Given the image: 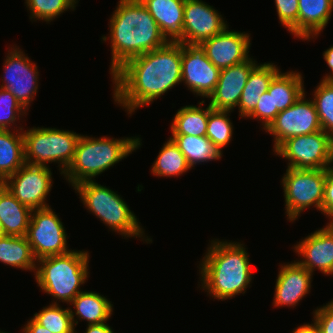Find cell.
<instances>
[{"label": "cell", "instance_id": "4316f807", "mask_svg": "<svg viewBox=\"0 0 333 333\" xmlns=\"http://www.w3.org/2000/svg\"><path fill=\"white\" fill-rule=\"evenodd\" d=\"M0 262L35 273L37 259L26 236H0Z\"/></svg>", "mask_w": 333, "mask_h": 333}, {"label": "cell", "instance_id": "52a82bcc", "mask_svg": "<svg viewBox=\"0 0 333 333\" xmlns=\"http://www.w3.org/2000/svg\"><path fill=\"white\" fill-rule=\"evenodd\" d=\"M24 137L25 163L45 166L56 162L63 175L74 159L75 149L81 134L57 128L33 127L22 130Z\"/></svg>", "mask_w": 333, "mask_h": 333}, {"label": "cell", "instance_id": "d6986e66", "mask_svg": "<svg viewBox=\"0 0 333 333\" xmlns=\"http://www.w3.org/2000/svg\"><path fill=\"white\" fill-rule=\"evenodd\" d=\"M279 266L273 305L274 307L294 308L303 297L310 293L313 274L297 261Z\"/></svg>", "mask_w": 333, "mask_h": 333}, {"label": "cell", "instance_id": "7a4b0ae2", "mask_svg": "<svg viewBox=\"0 0 333 333\" xmlns=\"http://www.w3.org/2000/svg\"><path fill=\"white\" fill-rule=\"evenodd\" d=\"M109 19L112 75L127 60L164 46L168 40L140 0H119Z\"/></svg>", "mask_w": 333, "mask_h": 333}, {"label": "cell", "instance_id": "836d02e7", "mask_svg": "<svg viewBox=\"0 0 333 333\" xmlns=\"http://www.w3.org/2000/svg\"><path fill=\"white\" fill-rule=\"evenodd\" d=\"M78 0H25L26 7L30 12V20H41L50 23L62 13L75 10Z\"/></svg>", "mask_w": 333, "mask_h": 333}, {"label": "cell", "instance_id": "f35d334b", "mask_svg": "<svg viewBox=\"0 0 333 333\" xmlns=\"http://www.w3.org/2000/svg\"><path fill=\"white\" fill-rule=\"evenodd\" d=\"M333 161L326 168V177L324 185V198L322 202L321 213L333 222Z\"/></svg>", "mask_w": 333, "mask_h": 333}, {"label": "cell", "instance_id": "83f0119b", "mask_svg": "<svg viewBox=\"0 0 333 333\" xmlns=\"http://www.w3.org/2000/svg\"><path fill=\"white\" fill-rule=\"evenodd\" d=\"M205 100L199 106L186 105L178 109L173 117L171 126L172 135L206 136L209 112L212 110L208 104L203 108Z\"/></svg>", "mask_w": 333, "mask_h": 333}, {"label": "cell", "instance_id": "9a60e30c", "mask_svg": "<svg viewBox=\"0 0 333 333\" xmlns=\"http://www.w3.org/2000/svg\"><path fill=\"white\" fill-rule=\"evenodd\" d=\"M228 26L213 6L202 0H185L182 35L177 42L201 44Z\"/></svg>", "mask_w": 333, "mask_h": 333}, {"label": "cell", "instance_id": "b9f144b4", "mask_svg": "<svg viewBox=\"0 0 333 333\" xmlns=\"http://www.w3.org/2000/svg\"><path fill=\"white\" fill-rule=\"evenodd\" d=\"M84 333H115L107 322L102 324L88 325Z\"/></svg>", "mask_w": 333, "mask_h": 333}, {"label": "cell", "instance_id": "5bb4252c", "mask_svg": "<svg viewBox=\"0 0 333 333\" xmlns=\"http://www.w3.org/2000/svg\"><path fill=\"white\" fill-rule=\"evenodd\" d=\"M220 69L206 56L201 44L182 43V83L203 98L215 90Z\"/></svg>", "mask_w": 333, "mask_h": 333}, {"label": "cell", "instance_id": "ba28073f", "mask_svg": "<svg viewBox=\"0 0 333 333\" xmlns=\"http://www.w3.org/2000/svg\"><path fill=\"white\" fill-rule=\"evenodd\" d=\"M326 169L287 168L282 176L287 220L294 222L310 207L322 211Z\"/></svg>", "mask_w": 333, "mask_h": 333}, {"label": "cell", "instance_id": "60d3db41", "mask_svg": "<svg viewBox=\"0 0 333 333\" xmlns=\"http://www.w3.org/2000/svg\"><path fill=\"white\" fill-rule=\"evenodd\" d=\"M323 58L331 72L325 74L326 76H323L322 80H333V45L323 52Z\"/></svg>", "mask_w": 333, "mask_h": 333}, {"label": "cell", "instance_id": "9c48e42d", "mask_svg": "<svg viewBox=\"0 0 333 333\" xmlns=\"http://www.w3.org/2000/svg\"><path fill=\"white\" fill-rule=\"evenodd\" d=\"M275 155L288 160L287 168L326 169L333 161V137L323 130L284 141Z\"/></svg>", "mask_w": 333, "mask_h": 333}, {"label": "cell", "instance_id": "cb8c5ba5", "mask_svg": "<svg viewBox=\"0 0 333 333\" xmlns=\"http://www.w3.org/2000/svg\"><path fill=\"white\" fill-rule=\"evenodd\" d=\"M32 211L0 184V219L4 235L26 236Z\"/></svg>", "mask_w": 333, "mask_h": 333}, {"label": "cell", "instance_id": "f546056e", "mask_svg": "<svg viewBox=\"0 0 333 333\" xmlns=\"http://www.w3.org/2000/svg\"><path fill=\"white\" fill-rule=\"evenodd\" d=\"M191 169L185 155L169 137L153 162L151 173L157 177H178Z\"/></svg>", "mask_w": 333, "mask_h": 333}, {"label": "cell", "instance_id": "ab89813d", "mask_svg": "<svg viewBox=\"0 0 333 333\" xmlns=\"http://www.w3.org/2000/svg\"><path fill=\"white\" fill-rule=\"evenodd\" d=\"M24 333H52L45 327L37 323L33 318L27 321V323L22 328Z\"/></svg>", "mask_w": 333, "mask_h": 333}, {"label": "cell", "instance_id": "277c9868", "mask_svg": "<svg viewBox=\"0 0 333 333\" xmlns=\"http://www.w3.org/2000/svg\"><path fill=\"white\" fill-rule=\"evenodd\" d=\"M141 141L138 136L114 139L81 135L74 159L63 174L64 178L72 187L80 182L94 180L97 175L136 151L142 145Z\"/></svg>", "mask_w": 333, "mask_h": 333}, {"label": "cell", "instance_id": "603a6c76", "mask_svg": "<svg viewBox=\"0 0 333 333\" xmlns=\"http://www.w3.org/2000/svg\"><path fill=\"white\" fill-rule=\"evenodd\" d=\"M70 305L74 307V312L70 309L74 327L78 324L77 319L87 321L88 325L105 323L114 310L112 302L96 291L80 292Z\"/></svg>", "mask_w": 333, "mask_h": 333}, {"label": "cell", "instance_id": "d4e9b609", "mask_svg": "<svg viewBox=\"0 0 333 333\" xmlns=\"http://www.w3.org/2000/svg\"><path fill=\"white\" fill-rule=\"evenodd\" d=\"M13 128L0 130V184L25 164L23 127Z\"/></svg>", "mask_w": 333, "mask_h": 333}, {"label": "cell", "instance_id": "44dd1931", "mask_svg": "<svg viewBox=\"0 0 333 333\" xmlns=\"http://www.w3.org/2000/svg\"><path fill=\"white\" fill-rule=\"evenodd\" d=\"M333 11V0H299L298 38L315 39L327 26Z\"/></svg>", "mask_w": 333, "mask_h": 333}, {"label": "cell", "instance_id": "8d00e7d4", "mask_svg": "<svg viewBox=\"0 0 333 333\" xmlns=\"http://www.w3.org/2000/svg\"><path fill=\"white\" fill-rule=\"evenodd\" d=\"M279 112V110H273L272 93L266 91L260 96L255 109L246 118L260 120L262 129L266 130Z\"/></svg>", "mask_w": 333, "mask_h": 333}, {"label": "cell", "instance_id": "f6af8a7d", "mask_svg": "<svg viewBox=\"0 0 333 333\" xmlns=\"http://www.w3.org/2000/svg\"><path fill=\"white\" fill-rule=\"evenodd\" d=\"M0 333H9V332H6V331H1V330H0ZM23 333H24V332H23Z\"/></svg>", "mask_w": 333, "mask_h": 333}, {"label": "cell", "instance_id": "2e32d148", "mask_svg": "<svg viewBox=\"0 0 333 333\" xmlns=\"http://www.w3.org/2000/svg\"><path fill=\"white\" fill-rule=\"evenodd\" d=\"M228 29L226 27L221 33L201 43L208 59L220 70L250 58V34Z\"/></svg>", "mask_w": 333, "mask_h": 333}, {"label": "cell", "instance_id": "ffe728a7", "mask_svg": "<svg viewBox=\"0 0 333 333\" xmlns=\"http://www.w3.org/2000/svg\"><path fill=\"white\" fill-rule=\"evenodd\" d=\"M168 41L182 35L185 0H140Z\"/></svg>", "mask_w": 333, "mask_h": 333}, {"label": "cell", "instance_id": "d6a6232c", "mask_svg": "<svg viewBox=\"0 0 333 333\" xmlns=\"http://www.w3.org/2000/svg\"><path fill=\"white\" fill-rule=\"evenodd\" d=\"M313 93L321 128L333 137V80H321Z\"/></svg>", "mask_w": 333, "mask_h": 333}, {"label": "cell", "instance_id": "e0dca14e", "mask_svg": "<svg viewBox=\"0 0 333 333\" xmlns=\"http://www.w3.org/2000/svg\"><path fill=\"white\" fill-rule=\"evenodd\" d=\"M293 249L302 258L296 261L310 273L318 269L324 275H333V222L303 238Z\"/></svg>", "mask_w": 333, "mask_h": 333}, {"label": "cell", "instance_id": "484cf974", "mask_svg": "<svg viewBox=\"0 0 333 333\" xmlns=\"http://www.w3.org/2000/svg\"><path fill=\"white\" fill-rule=\"evenodd\" d=\"M303 75L297 71H281L271 81L268 93H272L273 110L283 111L292 106L305 91Z\"/></svg>", "mask_w": 333, "mask_h": 333}, {"label": "cell", "instance_id": "d590c367", "mask_svg": "<svg viewBox=\"0 0 333 333\" xmlns=\"http://www.w3.org/2000/svg\"><path fill=\"white\" fill-rule=\"evenodd\" d=\"M279 23L298 38L299 0H274Z\"/></svg>", "mask_w": 333, "mask_h": 333}, {"label": "cell", "instance_id": "ac0fdd59", "mask_svg": "<svg viewBox=\"0 0 333 333\" xmlns=\"http://www.w3.org/2000/svg\"><path fill=\"white\" fill-rule=\"evenodd\" d=\"M257 65L253 58L220 70L215 90L209 96V105L216 110L233 111L241 98L249 73Z\"/></svg>", "mask_w": 333, "mask_h": 333}, {"label": "cell", "instance_id": "8fae6325", "mask_svg": "<svg viewBox=\"0 0 333 333\" xmlns=\"http://www.w3.org/2000/svg\"><path fill=\"white\" fill-rule=\"evenodd\" d=\"M7 48L8 53L4 60V75L1 77L0 87L9 90L28 111L39 88V72L36 63H33L19 47Z\"/></svg>", "mask_w": 333, "mask_h": 333}, {"label": "cell", "instance_id": "6da1fadb", "mask_svg": "<svg viewBox=\"0 0 333 333\" xmlns=\"http://www.w3.org/2000/svg\"><path fill=\"white\" fill-rule=\"evenodd\" d=\"M113 98L132 115L182 83V43L164 46L127 60L112 75Z\"/></svg>", "mask_w": 333, "mask_h": 333}, {"label": "cell", "instance_id": "4fadbf2b", "mask_svg": "<svg viewBox=\"0 0 333 333\" xmlns=\"http://www.w3.org/2000/svg\"><path fill=\"white\" fill-rule=\"evenodd\" d=\"M53 183L49 167L24 164L2 184L22 204L32 210L50 207L46 198Z\"/></svg>", "mask_w": 333, "mask_h": 333}, {"label": "cell", "instance_id": "74e56055", "mask_svg": "<svg viewBox=\"0 0 333 333\" xmlns=\"http://www.w3.org/2000/svg\"><path fill=\"white\" fill-rule=\"evenodd\" d=\"M313 323L318 333H333V299L313 310Z\"/></svg>", "mask_w": 333, "mask_h": 333}, {"label": "cell", "instance_id": "1f68e13d", "mask_svg": "<svg viewBox=\"0 0 333 333\" xmlns=\"http://www.w3.org/2000/svg\"><path fill=\"white\" fill-rule=\"evenodd\" d=\"M229 110L212 109L209 112L206 137L213 143L218 151L223 154V148L228 145L233 136V123L231 122Z\"/></svg>", "mask_w": 333, "mask_h": 333}, {"label": "cell", "instance_id": "7c38bea8", "mask_svg": "<svg viewBox=\"0 0 333 333\" xmlns=\"http://www.w3.org/2000/svg\"><path fill=\"white\" fill-rule=\"evenodd\" d=\"M305 92L289 108L280 111L265 130L273 135V152L288 138L302 136L322 130L312 99H306Z\"/></svg>", "mask_w": 333, "mask_h": 333}, {"label": "cell", "instance_id": "ee69618b", "mask_svg": "<svg viewBox=\"0 0 333 333\" xmlns=\"http://www.w3.org/2000/svg\"><path fill=\"white\" fill-rule=\"evenodd\" d=\"M4 235V231H3V224L2 221L0 219V236Z\"/></svg>", "mask_w": 333, "mask_h": 333}, {"label": "cell", "instance_id": "30bf717a", "mask_svg": "<svg viewBox=\"0 0 333 333\" xmlns=\"http://www.w3.org/2000/svg\"><path fill=\"white\" fill-rule=\"evenodd\" d=\"M66 233L61 219L51 206L32 211L26 238L37 260L70 252Z\"/></svg>", "mask_w": 333, "mask_h": 333}, {"label": "cell", "instance_id": "8992f818", "mask_svg": "<svg viewBox=\"0 0 333 333\" xmlns=\"http://www.w3.org/2000/svg\"><path fill=\"white\" fill-rule=\"evenodd\" d=\"M85 208L99 218L104 225L125 238H141L152 243L145 235L137 216L116 191L98 184L95 180L80 182L73 186ZM147 238H146V237Z\"/></svg>", "mask_w": 333, "mask_h": 333}, {"label": "cell", "instance_id": "5b68a950", "mask_svg": "<svg viewBox=\"0 0 333 333\" xmlns=\"http://www.w3.org/2000/svg\"><path fill=\"white\" fill-rule=\"evenodd\" d=\"M89 258L87 250H71L37 260L35 280L44 293L57 299L52 304L61 300L68 305L82 292L80 286L89 278Z\"/></svg>", "mask_w": 333, "mask_h": 333}, {"label": "cell", "instance_id": "f1b7e54d", "mask_svg": "<svg viewBox=\"0 0 333 333\" xmlns=\"http://www.w3.org/2000/svg\"><path fill=\"white\" fill-rule=\"evenodd\" d=\"M185 155L192 167L196 164L219 160L222 155L206 136L172 135L170 137Z\"/></svg>", "mask_w": 333, "mask_h": 333}, {"label": "cell", "instance_id": "7bdbcfd3", "mask_svg": "<svg viewBox=\"0 0 333 333\" xmlns=\"http://www.w3.org/2000/svg\"><path fill=\"white\" fill-rule=\"evenodd\" d=\"M292 333H318L312 324H303L293 329Z\"/></svg>", "mask_w": 333, "mask_h": 333}, {"label": "cell", "instance_id": "4dcf8cb0", "mask_svg": "<svg viewBox=\"0 0 333 333\" xmlns=\"http://www.w3.org/2000/svg\"><path fill=\"white\" fill-rule=\"evenodd\" d=\"M70 309L71 307L63 309L60 304L51 303L36 312L32 318L52 333H77Z\"/></svg>", "mask_w": 333, "mask_h": 333}, {"label": "cell", "instance_id": "e575fe53", "mask_svg": "<svg viewBox=\"0 0 333 333\" xmlns=\"http://www.w3.org/2000/svg\"><path fill=\"white\" fill-rule=\"evenodd\" d=\"M27 111L19 104L15 96L0 87V130H12L16 121L23 118Z\"/></svg>", "mask_w": 333, "mask_h": 333}, {"label": "cell", "instance_id": "7402d4cb", "mask_svg": "<svg viewBox=\"0 0 333 333\" xmlns=\"http://www.w3.org/2000/svg\"><path fill=\"white\" fill-rule=\"evenodd\" d=\"M280 68L272 62L258 63L249 73L238 103L239 118H246L256 107L260 96L265 93Z\"/></svg>", "mask_w": 333, "mask_h": 333}, {"label": "cell", "instance_id": "3957f363", "mask_svg": "<svg viewBox=\"0 0 333 333\" xmlns=\"http://www.w3.org/2000/svg\"><path fill=\"white\" fill-rule=\"evenodd\" d=\"M210 242L198 267L199 287L221 301L244 294L253 276L245 244L215 238Z\"/></svg>", "mask_w": 333, "mask_h": 333}]
</instances>
